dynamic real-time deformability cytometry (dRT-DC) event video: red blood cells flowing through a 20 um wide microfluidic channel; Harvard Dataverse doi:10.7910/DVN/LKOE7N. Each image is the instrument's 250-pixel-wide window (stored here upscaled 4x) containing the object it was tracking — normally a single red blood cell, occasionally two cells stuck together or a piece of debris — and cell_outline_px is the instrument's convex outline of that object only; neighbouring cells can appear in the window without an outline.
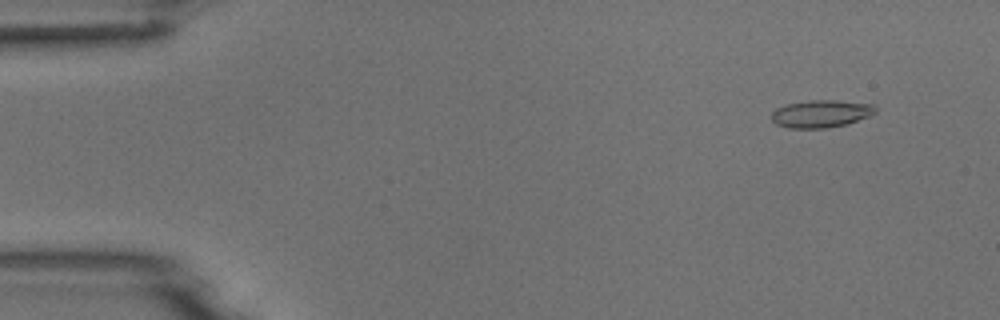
{"species": "common noctule bat (a hibernating species)", "species_latin": "Nyctalus noctula", "temperature_condition": "room temperature", "stored_images_in_passage": 5, "camera_frame_rate_fps": 3000, "um_per_image_px": 0.085, "animal": {"sex": "male", "body_mass_g": 18.8}, "frame": {"image": 1, "passage_image": 2, "time_ms": 1.333, "image_size_px": [1000, 320], "cell_outline_px": [[876, 112], [868, 116], [848, 124], [824, 128], [788, 128], [776, 124], [772, 120], [772, 112], [776, 108], [784, 104], [808, 100], [836, 100], [872, 104], [876, 108]], "centroid_in_image_um": [69.76, 9.66], "position_along_channel_um": 15.2, "area_um2": 16.7}}
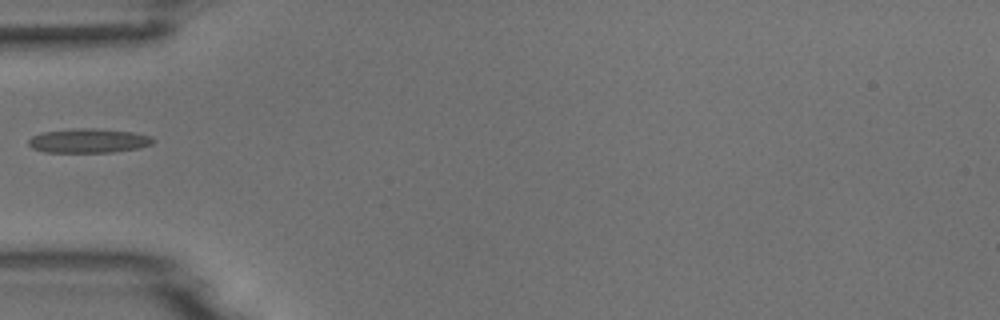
{"frame": {"image": 2, "passage_image": 5, "time_ms": 5.667, "image_size_px": [1000, 320], "cell_outline_px": [[156, 140], [152, 144], [140, 148], [112, 152], [44, 152], [32, 148], [28, 144], [28, 140], [32, 136], [40, 132], [72, 128], [96, 128], [132, 132], [152, 136]], "centroid_in_image_um": [7.53, 11.95], "position_along_channel_um": 77.5, "area_um2": 17.86}}